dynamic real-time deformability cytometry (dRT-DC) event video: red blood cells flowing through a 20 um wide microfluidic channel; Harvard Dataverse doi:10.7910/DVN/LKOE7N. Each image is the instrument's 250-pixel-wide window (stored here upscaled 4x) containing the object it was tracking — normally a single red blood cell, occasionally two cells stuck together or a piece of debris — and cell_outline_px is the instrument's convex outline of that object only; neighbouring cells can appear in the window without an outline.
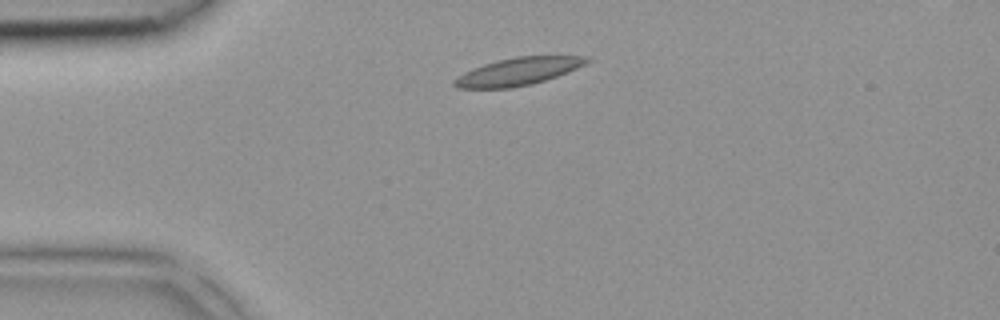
{"species": "common noctule bat (a hibernating species)", "species_latin": "Nyctalus noctula", "temperature_condition": "room temperature", "stored_images_in_passage": 1, "camera_frame_rate_fps": 3000, "um_per_image_px": 0.085, "animal": {"sex": "female", "body_mass_g": 18.4}, "frame": {"image": 1, "passage_image": 1, "time_ms": 0.0, "image_size_px": [1000, 320], "cell_outline_px": [[592, 60], [568, 72], [532, 84], [512, 88], [456, 88], [452, 84], [452, 80], [464, 72], [472, 68], [496, 60], [516, 56], [588, 56]], "centroid_in_image_um": [44.0, 6.07], "position_along_channel_um": 41.0, "area_um2": 21.33}}